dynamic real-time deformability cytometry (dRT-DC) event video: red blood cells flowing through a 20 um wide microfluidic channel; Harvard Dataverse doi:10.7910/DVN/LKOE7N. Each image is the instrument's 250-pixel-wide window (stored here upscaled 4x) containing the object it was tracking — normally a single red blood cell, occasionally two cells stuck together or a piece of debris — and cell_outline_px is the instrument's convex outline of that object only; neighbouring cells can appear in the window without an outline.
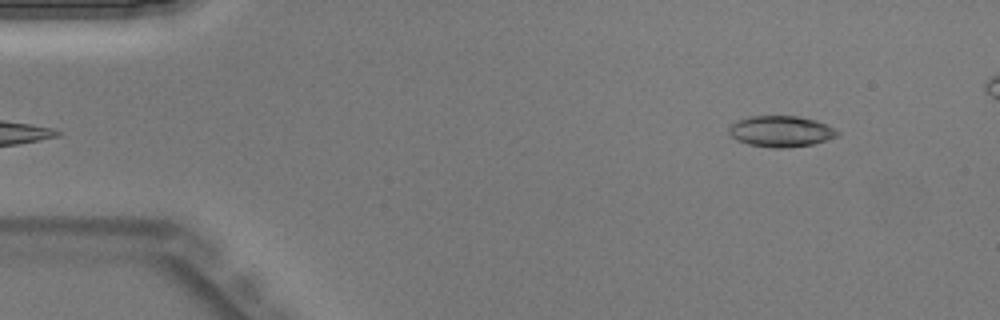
{"species": "Egyptian fruit bat (a non-hibernating species)", "species_latin": "Rousettus aegyptiacus", "temperature_condition": "warm", "stored_images_in_passage": 40, "camera_frame_rate_fps": 3000, "um_per_image_px": 0.085, "animal": {"sex": "male"}, "frame": {"image": 1, "passage_image": 2, "time_ms": 0.333, "image_size_px": [1000, 320], "cell_outline_px": [[840, 132], [836, 136], [828, 140], [812, 144], [784, 148], [772, 148], [748, 144], [736, 140], [728, 132], [728, 128], [736, 120], [748, 116], [796, 116], [816, 120], [836, 128]], "centroid_in_image_um": [66.37, 11.16], "position_along_channel_um": 18.6, "area_um2": 19.77}}
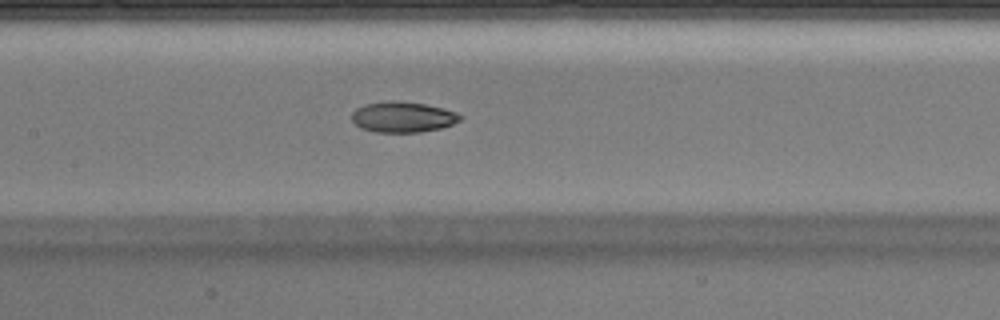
{"frame": {"image": 2, "passage_image": 18, "time_ms": 5.667, "image_size_px": [1000, 320], "cell_outline_px": [[464, 116], [460, 120], [452, 124], [440, 128], [420, 132], [376, 132], [360, 128], [352, 120], [352, 112], [356, 108], [364, 104], [424, 104], [444, 108], [456, 112]], "centroid_in_image_um": [34.27, 10.0], "position_along_channel_um": 173.1, "area_um2": 18.5}}
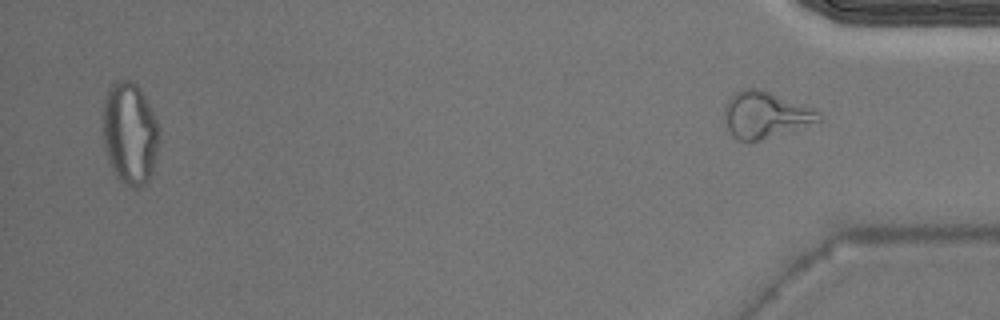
{"frame": {"image": 3, "passage_image": 40, "time_ms": 13.0, "image_size_px": [1000, 320], "cell_outline_px": [[824, 120], [756, 140], [740, 140], [732, 136], [724, 120], [724, 104], [736, 92], [744, 88], [756, 88], [816, 108], [824, 116]], "centroid_in_image_um": [65.07, 9.73], "position_along_channel_um": 370.1, "area_um2": 25.14}}